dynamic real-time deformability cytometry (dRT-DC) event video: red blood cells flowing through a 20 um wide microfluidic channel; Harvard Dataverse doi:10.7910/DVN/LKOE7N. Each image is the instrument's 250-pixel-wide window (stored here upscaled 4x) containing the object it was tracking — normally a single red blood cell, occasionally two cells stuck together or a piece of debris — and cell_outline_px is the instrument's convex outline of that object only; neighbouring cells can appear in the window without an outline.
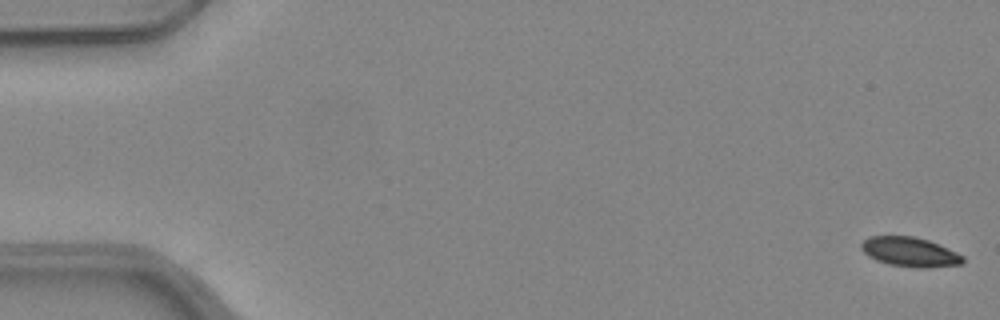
{"species": "common noctule bat (a hibernating species)", "species_latin": "Nyctalus noctula", "temperature_condition": "warm", "stored_images_in_passage": 16, "camera_frame_rate_fps": 3000, "um_per_image_px": 0.085, "animal": {"sex": "female", "body_mass_g": 24.6, "forearm_length_mm": 56.2}, "frame": {"image": 1, "passage_image": 1, "time_ms": 0.0, "image_size_px": [1000, 320], "cell_outline_px": [[964, 260], [960, 264], [928, 268], [916, 268], [888, 264], [876, 260], [868, 256], [860, 248], [860, 244], [864, 240], [872, 236], [912, 236], [928, 240], [956, 252], [964, 256]], "centroid_in_image_um": [77.32, 21.42], "position_along_channel_um": 7.7, "area_um2": 17.4}}
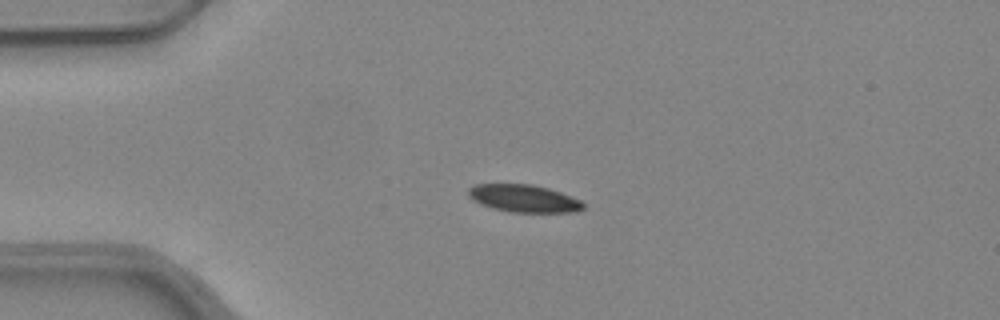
{"frame": {"image": 2, "passage_image": 13, "time_ms": 4.0, "image_size_px": [1000, 320], "cell_outline_px": [[584, 208], [576, 212], [512, 212], [492, 208], [480, 204], [472, 200], [468, 196], [468, 188], [476, 184], [532, 184], [548, 188], [560, 192], [580, 200], [584, 204]], "centroid_in_image_um": [44.5, 16.86], "position_along_channel_um": 40.5, "area_um2": 18.44}}